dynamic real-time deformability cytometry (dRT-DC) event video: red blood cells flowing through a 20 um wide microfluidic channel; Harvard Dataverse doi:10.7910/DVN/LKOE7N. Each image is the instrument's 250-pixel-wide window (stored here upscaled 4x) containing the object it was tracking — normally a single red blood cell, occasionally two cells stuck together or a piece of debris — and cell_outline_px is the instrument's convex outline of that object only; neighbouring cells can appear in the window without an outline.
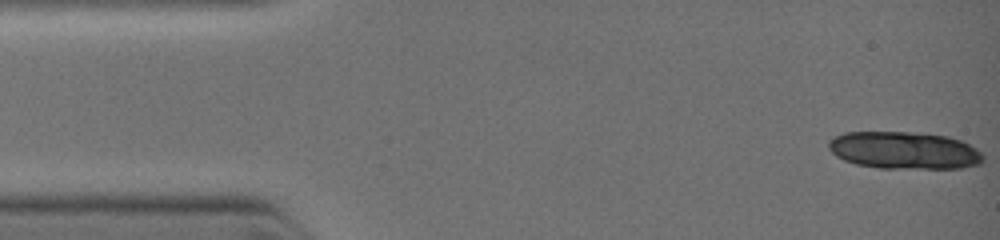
{"species": "common noctule bat (a hibernating species)", "species_latin": "Nyctalus noctula", "temperature_condition": "warm", "stored_images_in_passage": 61, "camera_frame_rate_fps": 3000, "um_per_image_px": 0.085, "animal": {"sex": "female", "body_mass_g": 19.0, "forearm_length_mm": 51.5}, "frame": {"image": 1, "passage_image": 1, "time_ms": 0.0, "image_size_px": [1000, 240], "cell_outline_px": [[984, 160], [980, 164], [960, 168], [880, 168], [856, 164], [844, 160], [836, 156], [828, 148], [828, 140], [844, 132], [924, 132], [948, 136], [960, 140], [976, 148], [984, 156]], "centroid_in_image_um": [76.86, 12.77], "position_along_channel_um": 8.1, "area_um2": 33.87}}
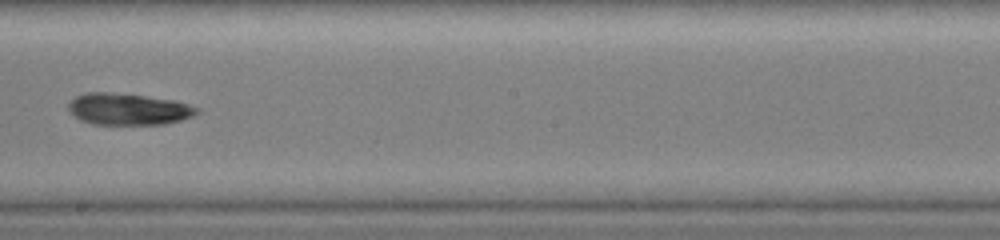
{"frame": {"image": 2, "passage_image": 45, "time_ms": 6.333, "image_size_px": [1000, 240], "cell_outline_px": [[200, 112], [192, 116], [180, 120], [164, 124], [92, 124], [80, 120], [68, 108], [68, 104], [76, 96], [88, 92], [108, 92], [144, 96], [176, 100], [200, 108]], "centroid_in_image_um": [10.94, 9.27], "position_along_channel_um": 237.3, "area_um2": 23.52}}
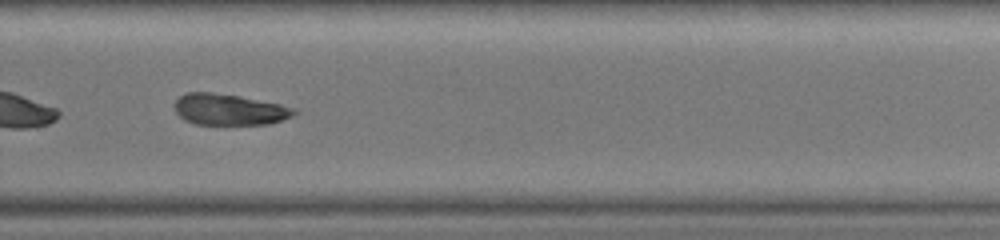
{"frame": {"image": 3, "passage_image": 51, "time_ms": 7.667, "image_size_px": [1000, 240], "cell_outline_px": [[300, 112], [292, 116], [268, 124], [196, 124], [184, 120], [176, 112], [176, 100], [180, 96], [188, 92], [212, 92], [236, 96], [280, 104], [296, 108]], "centroid_in_image_um": [19.51, 9.31], "position_along_channel_um": 310.3, "area_um2": 21.44}}